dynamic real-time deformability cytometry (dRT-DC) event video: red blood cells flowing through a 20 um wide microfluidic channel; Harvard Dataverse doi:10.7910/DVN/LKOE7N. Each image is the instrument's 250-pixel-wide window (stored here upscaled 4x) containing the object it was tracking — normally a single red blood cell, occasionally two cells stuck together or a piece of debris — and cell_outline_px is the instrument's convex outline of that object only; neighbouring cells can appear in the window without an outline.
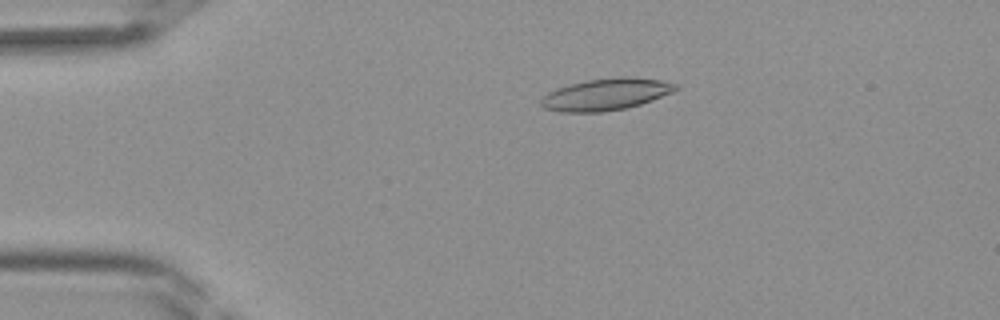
{"species": "Egyptian fruit bat (a non-hibernating species)", "species_latin": "Rousettus aegyptiacus", "temperature_condition": "room temperature", "stored_images_in_passage": 41, "camera_frame_rate_fps": 3000, "um_per_image_px": 0.085, "frame": {"image": 1, "passage_image": 8, "time_ms": 2.333, "image_size_px": [1000, 320], "cell_outline_px": [[680, 88], [672, 92], [652, 100], [640, 104], [624, 108], [604, 112], [560, 112], [544, 108], [540, 104], [540, 100], [548, 92], [556, 88], [588, 80], [620, 76], [624, 76], [660, 80], [676, 84]], "centroid_in_image_um": [51.49, 8.02], "position_along_channel_um": 33.5, "area_um2": 24.8}}
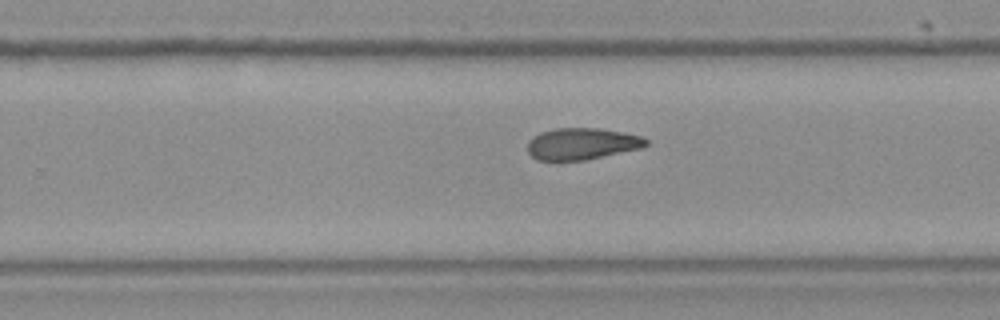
{"frame": {"image": 2, "passage_image": 26, "time_ms": 8.333, "image_size_px": [1000, 320], "cell_outline_px": [[648, 144], [644, 148], [584, 160], [536, 160], [528, 152], [528, 140], [532, 136], [540, 132], [556, 128], [600, 128], [640, 136], [648, 140]], "centroid_in_image_um": [49.45, 12.22], "position_along_channel_um": 280.3, "area_um2": 21.91}}
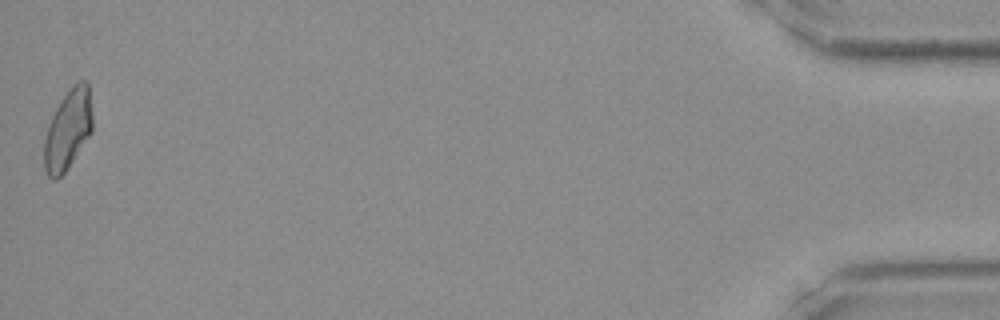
{"frame": {"image": 3, "passage_image": 41, "time_ms": 13.333, "image_size_px": [1000, 320], "cell_outline_px": [[92, 132], [68, 168], [56, 180], [52, 180], [48, 176], [44, 168], [44, 140], [48, 124], [56, 108], [68, 88], [72, 84], [80, 80], [88, 80], [92, 112]], "centroid_in_image_um": [5.78, 11.0], "position_along_channel_um": 429.4, "area_um2": 22.77}}